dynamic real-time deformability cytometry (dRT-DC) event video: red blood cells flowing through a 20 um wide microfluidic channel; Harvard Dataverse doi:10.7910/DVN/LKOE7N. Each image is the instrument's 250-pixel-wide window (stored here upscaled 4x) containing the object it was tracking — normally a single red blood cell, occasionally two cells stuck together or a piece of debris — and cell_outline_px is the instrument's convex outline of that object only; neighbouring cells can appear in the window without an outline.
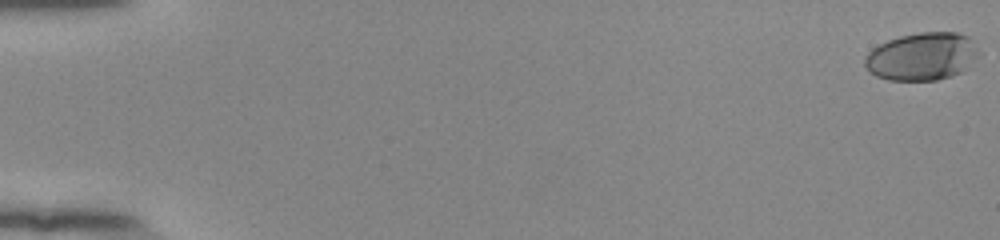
{"species": "human", "species_latin": "Homo sapiens", "temperature_condition": "room temperature", "stored_images_in_passage": 55, "camera_frame_rate_fps": 3000, "um_per_image_px": 0.085, "donor": {"sex": "female"}, "frame": {"image": 1, "passage_image": 1, "time_ms": 0.0, "image_size_px": [1000, 240], "cell_outline_px": [[980, 56], [960, 72], [952, 76], [936, 80], [888, 80], [876, 76], [864, 64], [864, 56], [872, 48], [888, 40], [900, 36], [920, 32], [956, 32], [968, 36], [972, 40], [980, 52]], "centroid_in_image_um": [78.38, 4.79], "position_along_channel_um": 6.6, "area_um2": 31.79}}
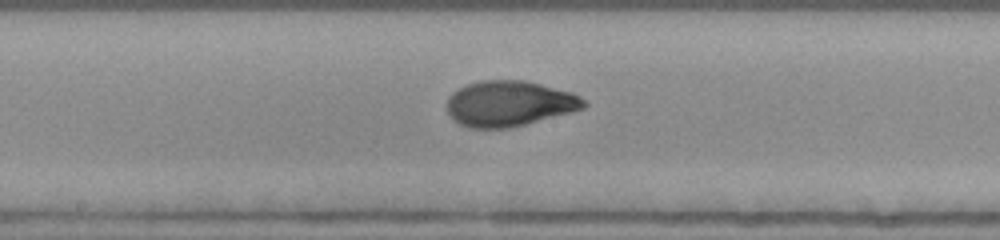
{"frame": {"image": 2, "passage_image": 31, "time_ms": 10.0, "image_size_px": [1000, 240], "cell_outline_px": [[588, 104], [584, 108], [572, 112], [508, 128], [468, 128], [452, 120], [448, 112], [448, 96], [452, 92], [468, 84], [480, 80], [524, 80], [572, 92], [580, 96]], "centroid_in_image_um": [43.28, 8.8], "position_along_channel_um": 204.9, "area_um2": 36.3}}
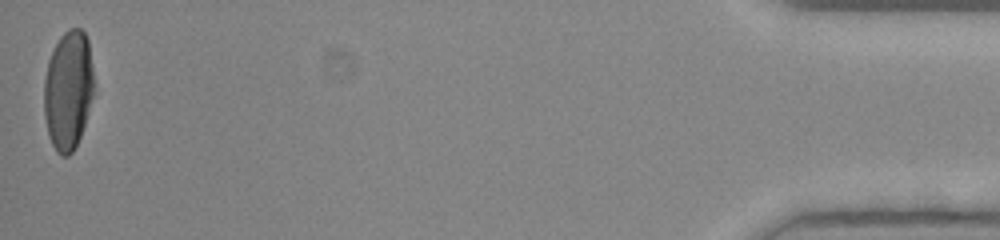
{"frame": {"image": 3, "passage_image": 55, "time_ms": 18.0, "image_size_px": [1000, 240], "cell_outline_px": [[92, 96], [84, 124], [80, 136], [72, 152], [68, 156], [60, 156], [56, 152], [48, 136], [44, 116], [44, 80], [48, 60], [60, 36], [68, 28], [80, 28], [84, 32], [88, 40], [92, 68]], "centroid_in_image_um": [5.76, 7.67], "position_along_channel_um": 429.4, "area_um2": 34.39}, "authors_computed_cell_mechanics": {"area_um2": 34.68, "velocity_mm_per_s": 3.894, "shape_relaxation_time_tau1_ms": 4.06, "shape_relaxation_time_tau2_ms": 0.6093, "deformation_change_tau1": 0.1885, "deformation_change_tau2": 0.045}}